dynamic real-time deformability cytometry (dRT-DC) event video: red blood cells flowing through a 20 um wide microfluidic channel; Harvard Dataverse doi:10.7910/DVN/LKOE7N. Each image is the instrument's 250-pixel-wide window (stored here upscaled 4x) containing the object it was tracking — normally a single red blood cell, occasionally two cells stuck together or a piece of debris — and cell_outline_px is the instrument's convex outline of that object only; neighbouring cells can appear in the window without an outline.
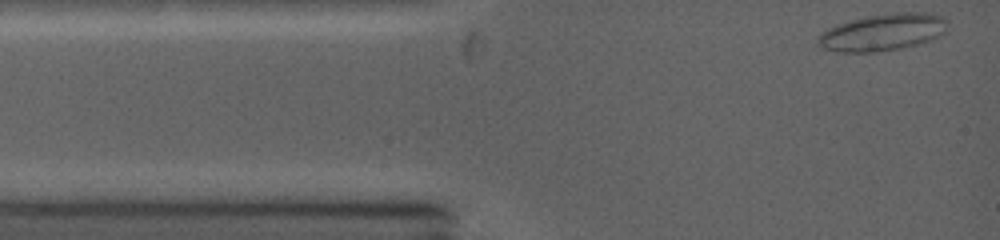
{"species": "common noctule bat (a hibernating species)", "species_latin": "Nyctalus noctula", "temperature_condition": "warm", "stored_images_in_passage": 4, "segment_of_instrument_passage": [1, 2], "camera_frame_rate_fps": 5000, "um_per_image_px": 0.085, "animal": {"sex": "female", "body_mass_g": 19.0, "forearm_length_mm": 53.3}, "frame": {"image": 1, "passage_image": 1, "time_ms": 0.0, "image_size_px": [1000, 240], "cell_outline_px": [[944, 20], [932, 36], [916, 44], [900, 48], [876, 52], [844, 52], [828, 48], [820, 44], [820, 36], [824, 32], [832, 28], [868, 16], [900, 12], [912, 12], [936, 16]], "centroid_in_image_um": [74.92, 2.76], "position_along_channel_um": 10.1, "area_um2": 25.32}}